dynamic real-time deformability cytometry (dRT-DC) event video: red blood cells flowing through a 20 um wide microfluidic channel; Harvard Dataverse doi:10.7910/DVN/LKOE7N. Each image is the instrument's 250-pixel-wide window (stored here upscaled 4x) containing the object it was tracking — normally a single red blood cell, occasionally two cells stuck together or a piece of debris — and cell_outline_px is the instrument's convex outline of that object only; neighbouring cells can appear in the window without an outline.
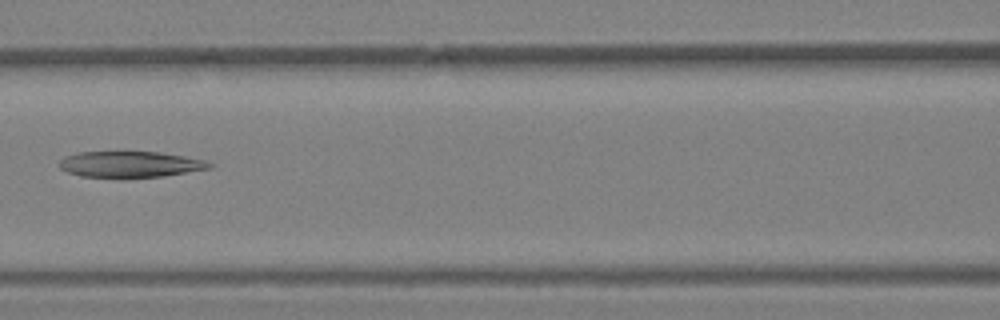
{"species": "Egyptian fruit bat (a non-hibernating species)", "species_latin": "Rousettus aegyptiacus", "temperature_condition": "warm", "stored_images_in_passage": 23, "camera_frame_rate_fps": 3000, "um_per_image_px": 0.085, "animal": {"sex": "female"}, "frame": {"image": 1, "passage_image": 17, "time_ms": 5.333, "image_size_px": [1000, 320], "cell_outline_px": [[216, 164], [208, 168], [164, 176], [124, 180], [120, 180], [80, 176], [68, 172], [60, 168], [60, 160], [64, 156], [80, 152], [160, 152], [184, 156], [204, 160]], "centroid_in_image_um": [11.03, 14.0], "position_along_channel_um": 155.6, "area_um2": 23.47}}
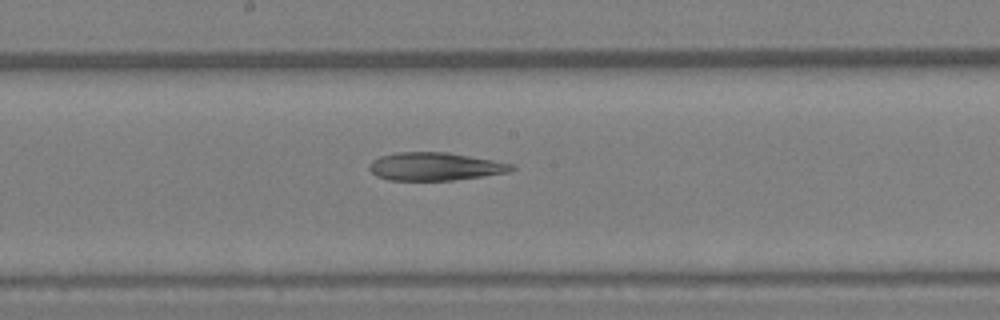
{"frame": {"image": 2, "passage_image": 20, "time_ms": 6.333, "image_size_px": [1000, 320], "cell_outline_px": [[516, 168], [508, 172], [452, 180], [388, 180], [376, 176], [368, 168], [368, 164], [372, 160], [380, 156], [396, 152], [448, 152], [492, 160], [512, 164]], "centroid_in_image_um": [36.91, 14.14], "position_along_channel_um": 211.3, "area_um2": 23.12}}
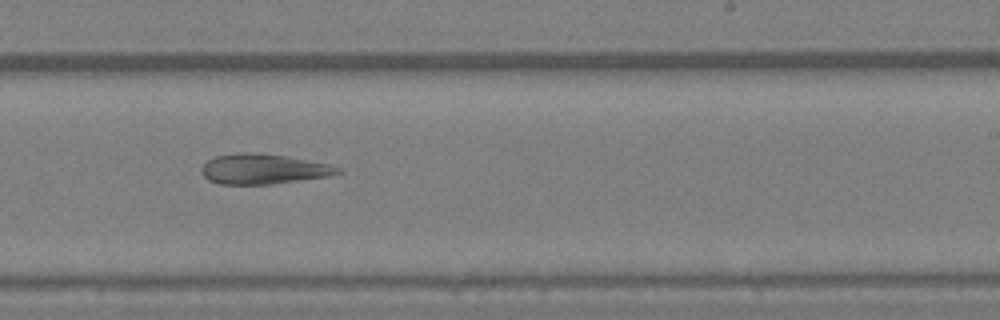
{"frame": {"image": 3, "passage_image": 23, "time_ms": 7.333, "image_size_px": [1000, 320], "cell_outline_px": [[344, 172], [328, 176], [272, 184], [220, 184], [208, 180], [200, 172], [200, 168], [208, 160], [216, 156], [252, 152], [288, 156], [328, 164], [344, 168]], "centroid_in_image_um": [22.41, 14.37], "position_along_channel_um": 266.6, "area_um2": 23.87}}